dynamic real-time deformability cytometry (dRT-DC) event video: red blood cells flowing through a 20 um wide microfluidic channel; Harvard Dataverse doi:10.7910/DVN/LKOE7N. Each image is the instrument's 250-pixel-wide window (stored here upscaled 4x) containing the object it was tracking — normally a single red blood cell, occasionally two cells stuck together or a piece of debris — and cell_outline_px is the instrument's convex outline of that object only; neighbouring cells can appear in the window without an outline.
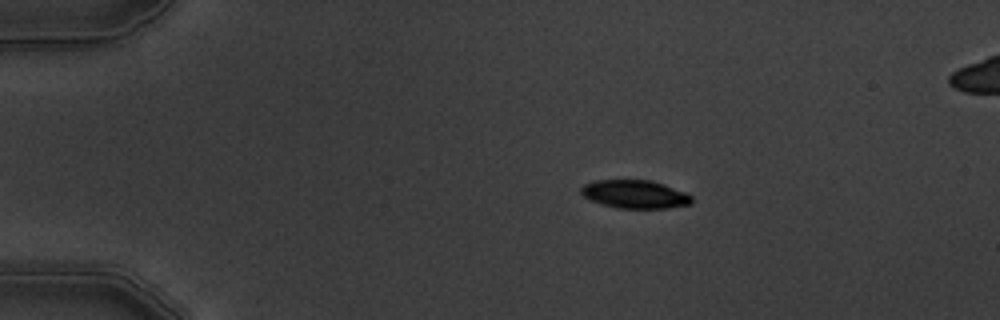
{"species": "common noctule bat (a hibernating species)", "species_latin": "Nyctalus noctula", "temperature_condition": "warm", "stored_images_in_passage": 14, "camera_frame_rate_fps": 3000, "um_per_image_px": 0.085, "animal": {"sex": "male", "body_mass_g": 19.5, "forearm_length_mm": 54.6}, "frame": {"image": 1, "passage_image": 1, "time_ms": 0.0, "image_size_px": [1000, 320], "cell_outline_px": [[692, 204], [668, 208], [616, 208], [592, 200], [584, 196], [580, 192], [580, 188], [584, 184], [596, 180], [648, 180], [664, 184], [684, 192], [692, 196]], "centroid_in_image_um": [53.98, 16.51], "position_along_channel_um": 31.0, "area_um2": 18.09}, "authors_computed_cell_mechanics": {"area_um2": 19.363, "velocity_mm_per_s": 3.8087, "shape_relaxation_time_tau1_ms": 2.6283, "shape_relaxation_time_tau2_ms": null, "deformation_change_tau1": 0.1017, "deformation_change_tau2": null}}